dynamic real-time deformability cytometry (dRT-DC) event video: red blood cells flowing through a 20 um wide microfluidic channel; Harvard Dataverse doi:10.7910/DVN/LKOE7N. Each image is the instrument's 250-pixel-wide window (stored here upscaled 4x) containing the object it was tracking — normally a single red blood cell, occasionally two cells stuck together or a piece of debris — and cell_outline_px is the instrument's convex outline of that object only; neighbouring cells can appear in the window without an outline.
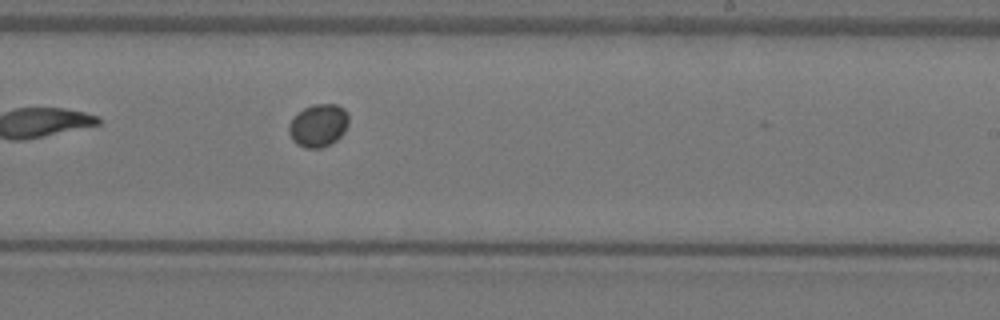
{"species": "Egyptian fruit bat (a non-hibernating species)", "species_latin": "Rousettus aegyptiacus", "temperature_condition": "warm", "stored_images_in_passage": 9, "camera_frame_rate_fps": 3000, "um_per_image_px": 0.085, "animal": {"sex": "female"}, "frame": {"image": 1, "passage_image": 9, "time_ms": 2.667, "image_size_px": [1000, 320], "cell_outline_px": [[348, 124], [344, 132], [332, 144], [320, 148], [304, 148], [296, 144], [292, 140], [288, 132], [288, 124], [292, 116], [296, 112], [312, 104], [336, 104], [344, 108], [348, 112]], "centroid_in_image_um": [27.03, 10.66], "position_along_channel_um": 262.0, "area_um2": 15.32}}